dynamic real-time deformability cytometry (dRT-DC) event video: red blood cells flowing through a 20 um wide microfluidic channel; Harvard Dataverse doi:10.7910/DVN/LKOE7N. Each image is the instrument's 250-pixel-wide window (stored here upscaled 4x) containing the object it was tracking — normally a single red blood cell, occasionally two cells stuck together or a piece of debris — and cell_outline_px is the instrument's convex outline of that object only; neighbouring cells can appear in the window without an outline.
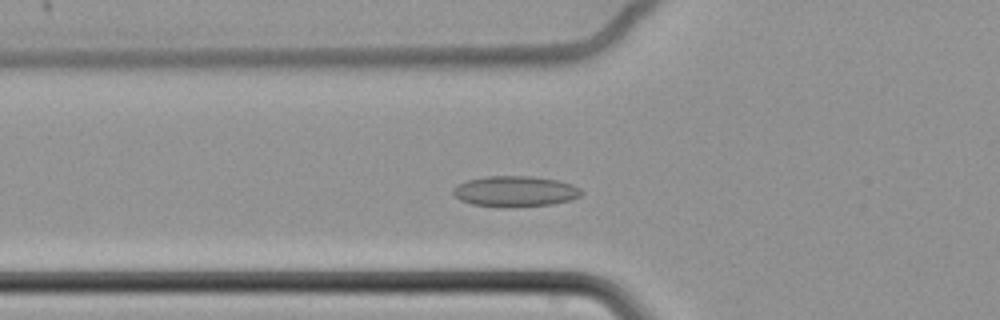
{"species": "common noctule bat (a hibernating species)", "species_latin": "Nyctalus noctula", "temperature_condition": "cold", "stored_images_in_passage": 57, "camera_frame_rate_fps": 3000, "um_per_image_px": 0.085, "animal": {"sex": "female", "body_mass_g": 22.7, "forearm_length_mm": 54.2}, "frame": {"image": 1, "passage_image": 18, "time_ms": 5.667, "image_size_px": [1000, 320], "cell_outline_px": [[584, 192], [580, 196], [572, 200], [552, 204], [512, 208], [508, 208], [472, 204], [460, 200], [452, 192], [460, 184], [468, 180], [484, 176], [532, 176], [560, 180], [572, 184], [580, 188]], "centroid_in_image_um": [43.85, 16.27], "position_along_channel_um": 81.9, "area_um2": 23.18}}
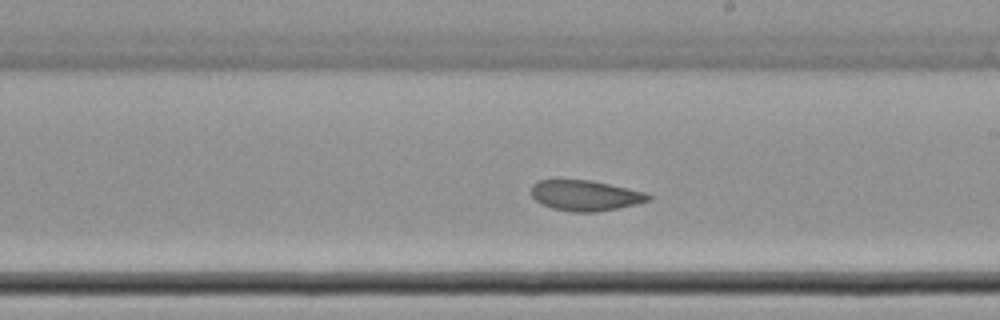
{"frame": {"image": 2, "passage_image": 32, "time_ms": 10.333, "image_size_px": [1000, 320], "cell_outline_px": [[652, 196], [648, 200], [636, 204], [596, 212], [572, 212], [552, 208], [536, 200], [532, 196], [532, 184], [540, 180], [592, 180], [644, 192]], "centroid_in_image_um": [49.74, 16.61], "position_along_channel_um": 239.3, "area_um2": 20.52}}
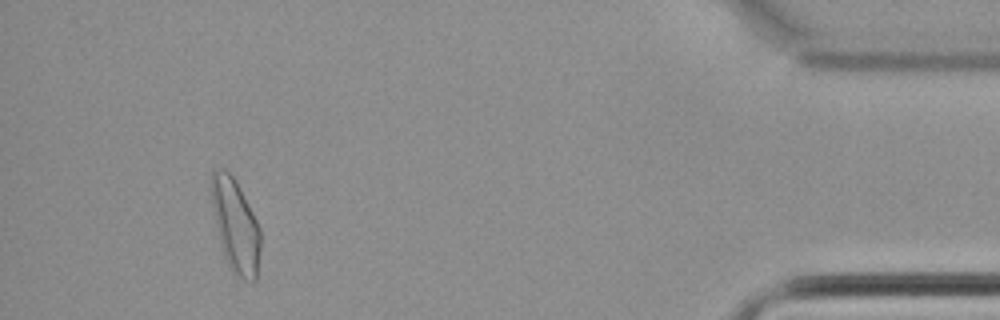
{"frame": {"image": 3, "passage_image": 53, "time_ms": 17.333, "image_size_px": [1000, 320], "cell_outline_px": [[260, 248], [256, 280], [244, 280], [236, 276], [228, 268], [224, 256], [212, 208], [208, 188], [212, 168], [224, 168], [236, 180], [260, 228]], "centroid_in_image_um": [19.97, 19.12], "position_along_channel_um": 415.2, "area_um2": 26.93}, "authors_computed_cell_mechanics": {"area_um2": 22.9466, "velocity_mm_per_s": 3.3902, "shape_relaxation_time_tau1_ms": null, "shape_relaxation_time_tau2_ms": 4.3752, "deformation_change_tau1": null, "deformation_change_tau2": 0.0877}}